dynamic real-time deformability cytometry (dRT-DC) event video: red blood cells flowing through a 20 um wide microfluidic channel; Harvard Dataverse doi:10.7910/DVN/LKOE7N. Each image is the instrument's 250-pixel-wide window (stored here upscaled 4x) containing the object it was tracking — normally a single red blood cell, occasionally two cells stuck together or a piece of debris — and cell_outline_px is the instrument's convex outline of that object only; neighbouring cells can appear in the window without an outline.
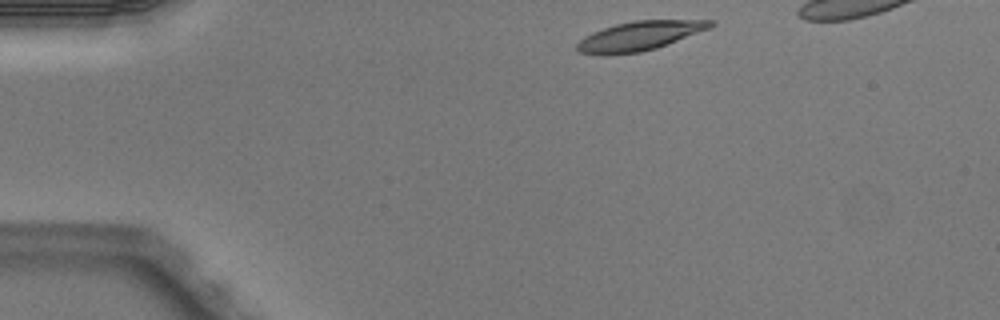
{"species": "Egyptian fruit bat (a non-hibernating species)", "species_latin": "Rousettus aegyptiacus", "temperature_condition": "warm", "stored_images_in_passage": 4, "camera_frame_rate_fps": 3000, "um_per_image_px": 0.085, "animal": {"sex": "male"}, "frame": {"image": 1, "passage_image": 1, "time_ms": 0.0, "image_size_px": [1000, 320], "cell_outline_px": [[716, 24], [708, 28], [656, 48], [640, 52], [608, 56], [600, 56], [580, 52], [576, 48], [576, 44], [584, 36], [592, 32], [616, 24], [636, 20], [716, 20]], "centroid_in_image_um": [54.29, 3.07], "position_along_channel_um": 30.7, "area_um2": 22.66}}